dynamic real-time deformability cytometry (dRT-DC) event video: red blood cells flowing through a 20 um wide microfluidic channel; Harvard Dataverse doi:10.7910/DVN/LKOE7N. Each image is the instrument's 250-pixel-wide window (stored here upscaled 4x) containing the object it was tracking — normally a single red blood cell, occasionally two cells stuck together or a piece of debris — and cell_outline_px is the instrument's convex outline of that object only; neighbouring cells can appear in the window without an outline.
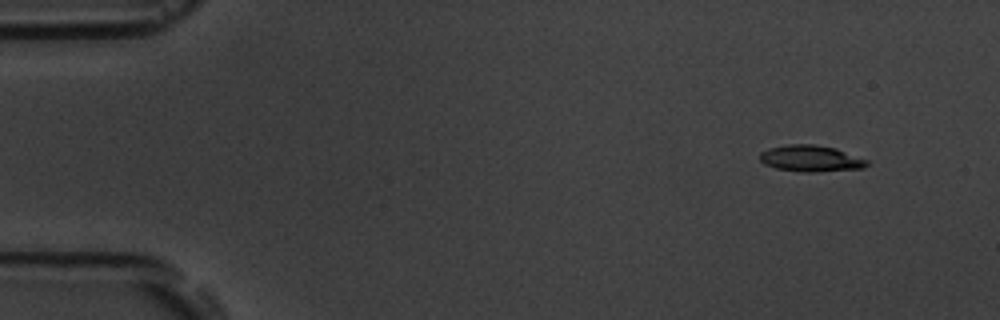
{"species": "common noctule bat (a hibernating species)", "species_latin": "Nyctalus noctula", "temperature_condition": "room temperature", "stored_images_in_passage": 7, "camera_frame_rate_fps": 3000, "um_per_image_px": 0.085, "animal": {"sex": "male", "body_mass_g": 19.5, "forearm_length_mm": 54.6}, "frame": {"image": 1, "passage_image": 1, "time_ms": 0.0, "image_size_px": [1000, 320], "cell_outline_px": [[868, 164], [864, 168], [816, 172], [800, 172], [776, 168], [764, 164], [760, 160], [760, 152], [768, 148], [788, 144], [812, 144], [836, 148], [868, 160]], "centroid_in_image_um": [68.91, 13.47], "position_along_channel_um": 16.1, "area_um2": 16.53}}
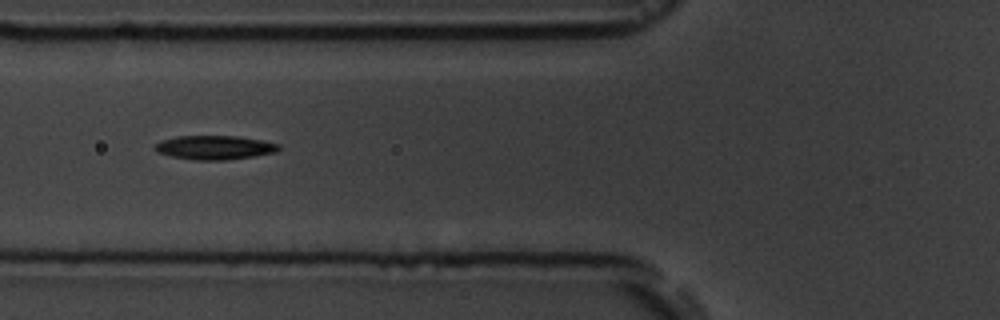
{"frame": {"image": 2, "passage_image": 5, "time_ms": 5.333, "image_size_px": [1000, 320], "cell_outline_px": [[280, 148], [276, 152], [228, 160], [196, 160], [172, 156], [156, 152], [152, 148], [160, 140], [176, 136], [236, 136], [260, 140], [280, 144]], "centroid_in_image_um": [18.2, 12.53], "position_along_channel_um": 107.6, "area_um2": 17.28}}
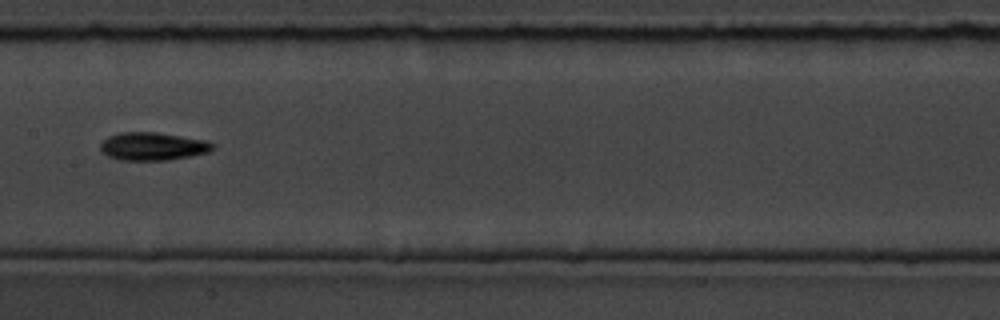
{"frame": {"image": 3, "passage_image": 7, "time_ms": 7.667, "image_size_px": [1000, 320], "cell_outline_px": [[216, 144], [208, 152], [168, 160], [120, 160], [108, 156], [100, 152], [100, 144], [108, 136], [120, 132], [156, 132], [204, 140]], "centroid_in_image_um": [12.93, 12.44], "position_along_channel_um": 194.5, "area_um2": 18.21}}